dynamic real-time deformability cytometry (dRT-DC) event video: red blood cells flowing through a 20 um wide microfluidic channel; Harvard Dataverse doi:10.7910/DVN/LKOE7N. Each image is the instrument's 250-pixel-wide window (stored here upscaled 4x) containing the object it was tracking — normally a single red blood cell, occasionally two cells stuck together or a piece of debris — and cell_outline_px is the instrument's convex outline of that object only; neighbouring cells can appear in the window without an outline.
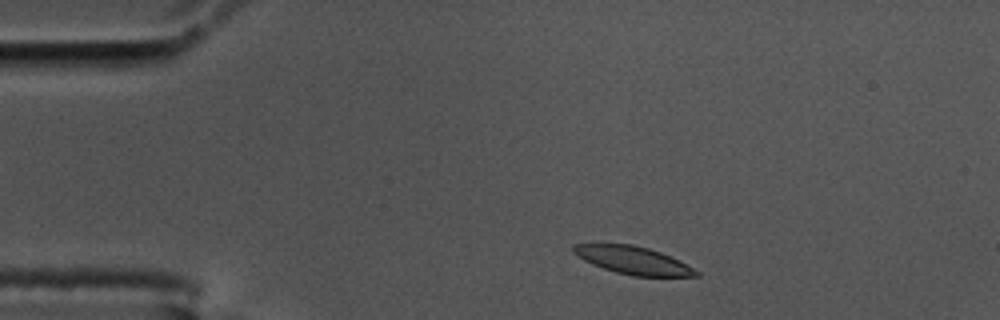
{"species": "common noctule bat (a hibernating species)", "species_latin": "Nyctalus noctula", "temperature_condition": "cold", "stored_images_in_passage": 49, "camera_frame_rate_fps": 3000, "um_per_image_px": 0.085, "animal": {"sex": "male", "body_mass_g": 17.5, "forearm_length_mm": 52.3}, "frame": {"image": 1, "passage_image": 2, "time_ms": 0.333, "image_size_px": [1000, 320], "cell_outline_px": [[700, 276], [632, 276], [616, 272], [592, 264], [584, 260], [572, 252], [572, 244], [632, 244], [648, 248], [660, 252], [680, 260], [700, 272]], "centroid_in_image_um": [53.82, 22.12], "position_along_channel_um": 31.2, "area_um2": 19.77}}
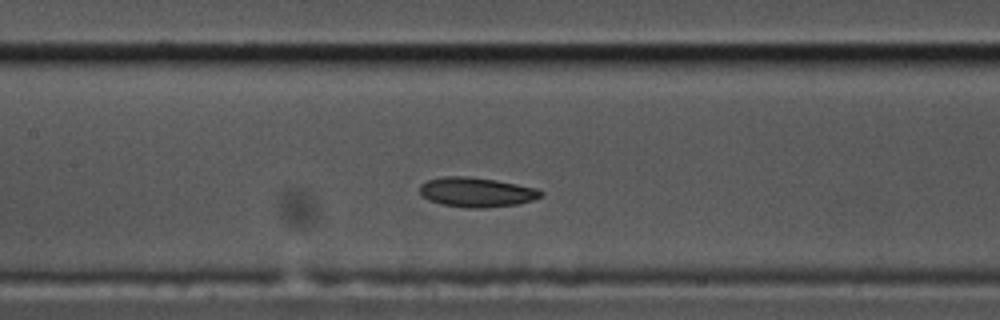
{"frame": {"image": 2, "passage_image": 18, "time_ms": 5.667, "image_size_px": [1000, 320], "cell_outline_px": [[544, 192], [540, 196], [532, 200], [516, 204], [484, 208], [468, 208], [440, 204], [428, 200], [420, 192], [420, 184], [428, 180], [444, 176], [468, 176], [496, 180], [536, 188]], "centroid_in_image_um": [40.48, 16.33], "position_along_channel_um": 166.9, "area_um2": 20.81}}
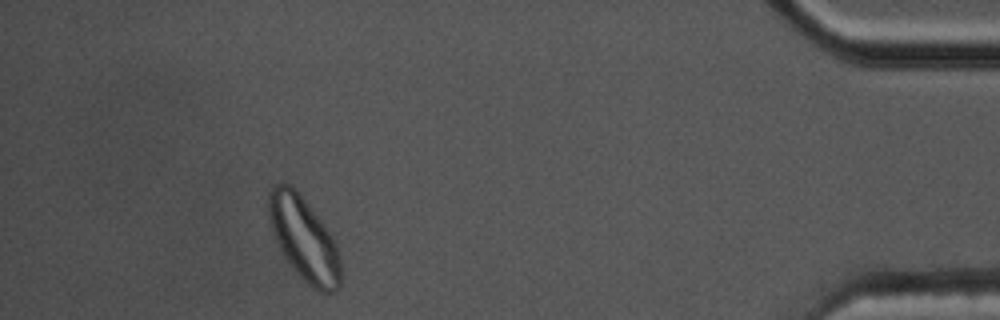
{"frame": {"image": 3, "passage_image": 44, "time_ms": 14.333, "image_size_px": [1000, 320], "cell_outline_px": [[340, 284], [336, 292], [316, 292], [300, 276], [284, 256], [272, 232], [268, 220], [268, 192], [272, 184], [288, 184], [304, 200], [320, 220], [332, 236], [336, 244], [340, 256]], "centroid_in_image_um": [25.82, 20.33], "position_along_channel_um": 409.4, "area_um2": 34.68}, "authors_computed_cell_mechanics": {"area_um2": 20.808, "velocity_mm_per_s": 3.4629, "shape_relaxation_time_tau1_ms": 4.465, "shape_relaxation_time_tau2_ms": 3.9749, "deformation_change_tau1": 0.1376, "deformation_change_tau2": 0.0928}}